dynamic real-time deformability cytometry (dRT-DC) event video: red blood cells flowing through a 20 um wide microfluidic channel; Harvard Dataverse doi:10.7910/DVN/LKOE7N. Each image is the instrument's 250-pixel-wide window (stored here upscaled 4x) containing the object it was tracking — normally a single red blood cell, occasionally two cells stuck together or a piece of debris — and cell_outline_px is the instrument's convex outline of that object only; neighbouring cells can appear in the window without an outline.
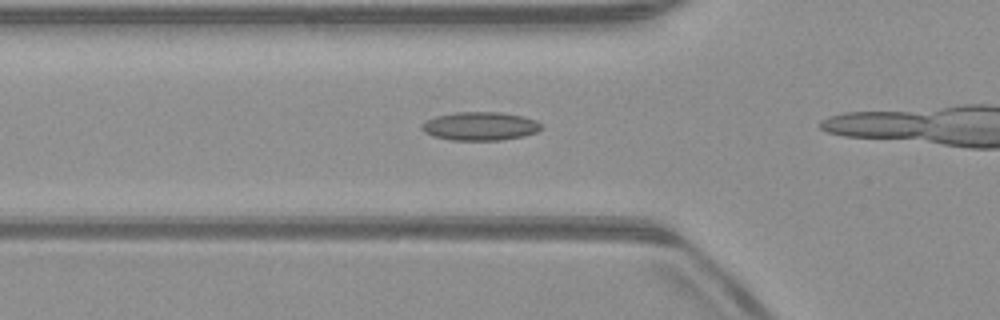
{"species": "common noctule bat (a hibernating species)", "species_latin": "Nyctalus noctula", "temperature_condition": "warm", "stored_images_in_passage": 14, "camera_frame_rate_fps": 3000, "um_per_image_px": 0.085, "animal": {"sex": "male", "body_mass_g": 23.1, "forearm_length_mm": 52.7}, "frame": {"image": 1, "passage_image": 12, "time_ms": 3.667, "image_size_px": [1000, 320], "cell_outline_px": [[544, 128], [536, 132], [524, 136], [500, 140], [452, 140], [436, 136], [424, 132], [420, 128], [420, 124], [436, 116], [456, 112], [500, 112], [524, 116], [536, 120], [544, 124]], "centroid_in_image_um": [40.86, 10.72], "position_along_channel_um": 84.9, "area_um2": 19.94}}